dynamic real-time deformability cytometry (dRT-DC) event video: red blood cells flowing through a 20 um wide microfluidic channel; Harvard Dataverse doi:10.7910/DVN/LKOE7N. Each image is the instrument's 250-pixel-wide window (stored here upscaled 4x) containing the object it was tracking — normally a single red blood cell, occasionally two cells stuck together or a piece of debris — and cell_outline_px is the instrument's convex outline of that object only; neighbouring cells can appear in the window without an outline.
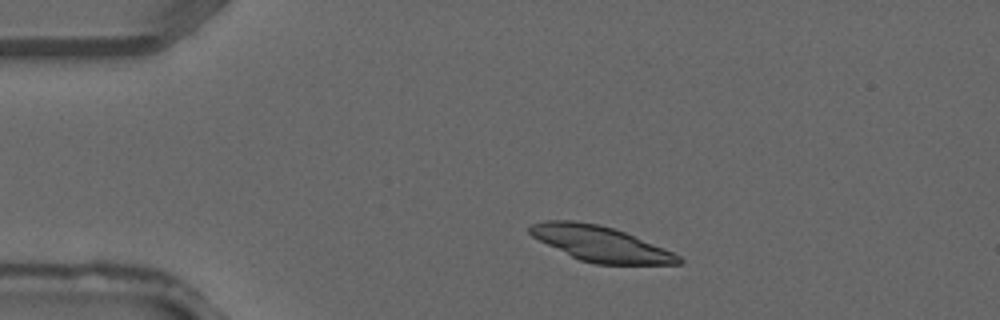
{"species": "common noctule bat (a hibernating species)", "species_latin": "Nyctalus noctula", "temperature_condition": "warm", "stored_images_in_passage": 2, "camera_frame_rate_fps": 3000, "um_per_image_px": 0.085, "animal": {"sex": "male", "forearm_length_mm": 52.5}, "frame": {"image": 1, "passage_image": 1, "time_ms": 0.0, "image_size_px": [1000, 320], "cell_outline_px": [[684, 260], [680, 264], [596, 264], [580, 260], [532, 236], [528, 232], [528, 228], [532, 224], [548, 220], [572, 220], [600, 224], [624, 232], [672, 252], [680, 256]], "centroid_in_image_um": [51.03, 20.71], "position_along_channel_um": 34.0, "area_um2": 30.0}}